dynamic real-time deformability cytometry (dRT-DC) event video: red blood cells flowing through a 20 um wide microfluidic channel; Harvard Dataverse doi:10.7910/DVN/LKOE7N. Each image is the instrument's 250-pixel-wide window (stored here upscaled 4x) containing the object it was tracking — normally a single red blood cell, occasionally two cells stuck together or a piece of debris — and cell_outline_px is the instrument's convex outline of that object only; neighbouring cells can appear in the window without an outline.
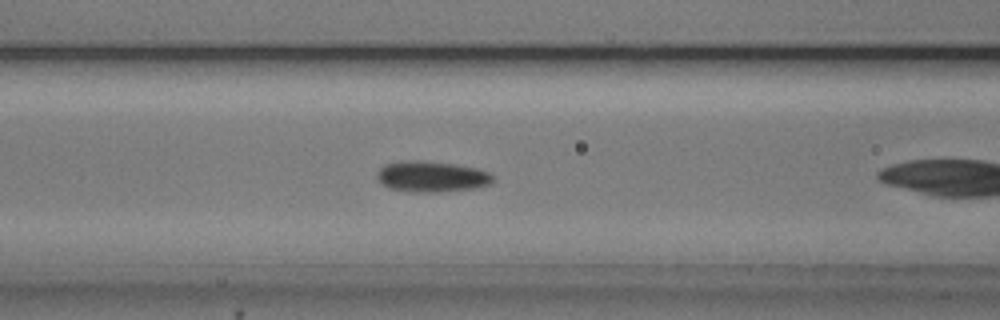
{"species": "common noctule bat (a hibernating species)", "species_latin": "Nyctalus noctula", "temperature_condition": "cold", "stored_images_in_passage": 10, "camera_frame_rate_fps": 3000, "um_per_image_px": 0.085, "animal": {"sex": "male", "body_mass_g": 20.5, "forearm_length_mm": 52.5}, "frame": {"image": 1, "passage_image": 9, "time_ms": 2.667, "image_size_px": [1000, 320], "cell_outline_px": [[496, 176], [492, 184], [476, 188], [436, 192], [412, 192], [388, 188], [376, 176], [380, 168], [384, 164], [400, 160], [416, 160], [456, 164], [476, 168], [488, 172]], "centroid_in_image_um": [36.72, 15.0], "position_along_channel_um": 129.9, "area_um2": 21.04}}